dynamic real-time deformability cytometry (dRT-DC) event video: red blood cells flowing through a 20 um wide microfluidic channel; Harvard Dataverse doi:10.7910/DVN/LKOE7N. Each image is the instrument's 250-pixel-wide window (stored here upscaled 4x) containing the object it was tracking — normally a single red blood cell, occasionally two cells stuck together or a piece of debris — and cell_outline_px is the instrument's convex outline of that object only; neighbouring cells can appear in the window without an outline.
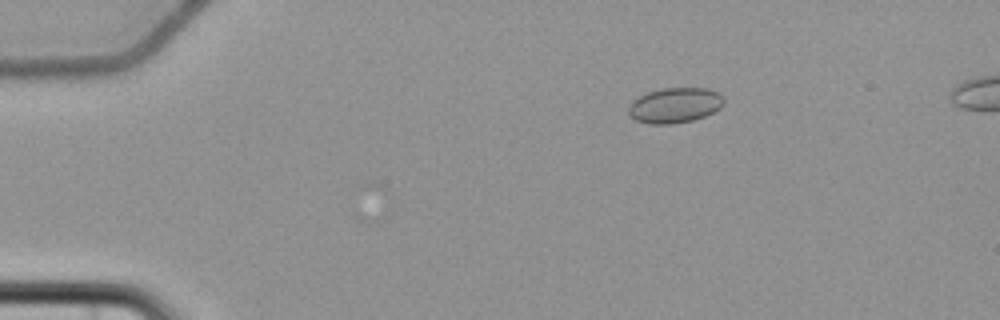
{"species": "common noctule bat (a hibernating species)", "species_latin": "Nyctalus noctula", "temperature_condition": "cold", "stored_images_in_passage": 7, "camera_frame_rate_fps": 3000, "um_per_image_px": 0.085, "animal": {"sex": "female", "body_mass_g": 22.7, "forearm_length_mm": 54.2}, "frame": {"image": 1, "passage_image": 3, "time_ms": 2.333, "image_size_px": [1000, 320], "cell_outline_px": [[724, 104], [720, 108], [704, 116], [692, 120], [668, 124], [652, 124], [636, 120], [628, 112], [628, 108], [632, 100], [648, 92], [664, 88], [708, 88], [720, 92], [724, 96]], "centroid_in_image_um": [57.4, 8.93], "position_along_channel_um": 27.6, "area_um2": 19.54}}
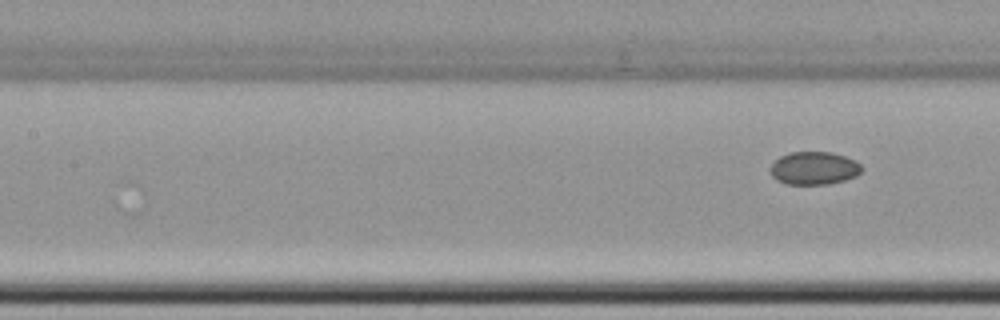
{"frame": {"image": 2, "passage_image": 7, "time_ms": 7.333, "image_size_px": [1000, 320], "cell_outline_px": [[864, 168], [856, 176], [844, 180], [828, 184], [788, 184], [776, 180], [772, 176], [768, 168], [780, 156], [792, 152], [832, 152], [856, 160]], "centroid_in_image_um": [69.19, 14.29], "position_along_channel_um": 138.2, "area_um2": 17.63}}